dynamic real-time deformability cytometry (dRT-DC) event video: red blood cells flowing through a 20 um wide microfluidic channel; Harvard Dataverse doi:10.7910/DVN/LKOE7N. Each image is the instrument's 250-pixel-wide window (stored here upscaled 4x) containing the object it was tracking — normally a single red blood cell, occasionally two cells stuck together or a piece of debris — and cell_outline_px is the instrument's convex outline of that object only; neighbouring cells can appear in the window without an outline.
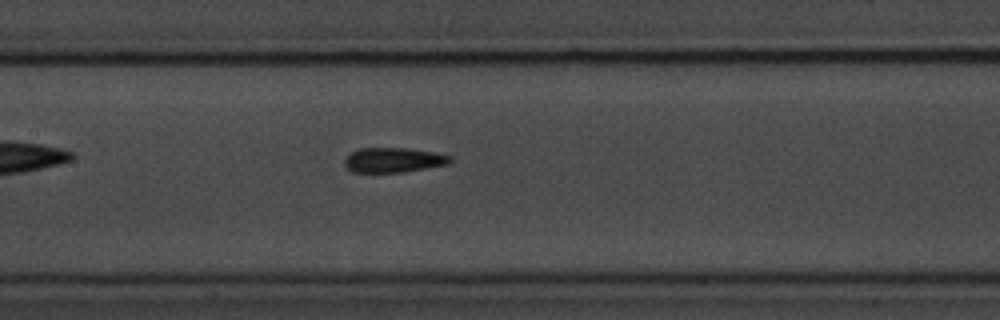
{"species": "common noctule bat (a hibernating species)", "species_latin": "Nyctalus noctula", "temperature_condition": "room temperature", "stored_images_in_passage": 34, "camera_frame_rate_fps": 3000, "um_per_image_px": 0.085, "animal": {"sex": "male", "body_mass_g": 20.1, "forearm_length_mm": 53.5}, "frame": {"image": 1, "passage_image": 10, "time_ms": 3.0, "image_size_px": [1000, 320], "cell_outline_px": [[452, 160], [448, 164], [404, 172], [352, 172], [344, 164], [344, 160], [352, 152], [360, 148], [408, 148], [436, 152], [452, 156]], "centroid_in_image_um": [33.47, 13.6], "position_along_channel_um": 173.9, "area_um2": 15.26}}